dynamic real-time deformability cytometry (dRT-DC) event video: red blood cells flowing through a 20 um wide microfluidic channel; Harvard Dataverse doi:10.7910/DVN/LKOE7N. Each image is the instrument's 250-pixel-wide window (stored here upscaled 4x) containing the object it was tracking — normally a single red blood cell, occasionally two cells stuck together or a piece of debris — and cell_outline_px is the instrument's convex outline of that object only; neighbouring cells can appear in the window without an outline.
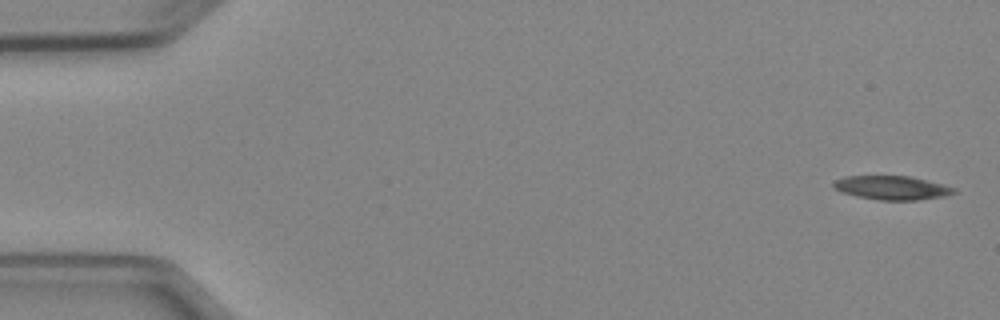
{"species": "Egyptian fruit bat (a non-hibernating species)", "species_latin": "Rousettus aegyptiacus", "temperature_condition": "cold", "stored_images_in_passage": 5, "camera_frame_rate_fps": 3000, "um_per_image_px": 0.085, "animal": {"sex": "female"}, "frame": {"image": 1, "passage_image": 1, "time_ms": 0.0, "image_size_px": [1000, 320], "cell_outline_px": [[956, 192], [948, 196], [916, 200], [880, 200], [856, 196], [840, 192], [832, 188], [832, 180], [844, 176], [912, 176], [944, 184], [956, 188]], "centroid_in_image_um": [75.8, 15.95], "position_along_channel_um": 9.2, "area_um2": 17.11}}